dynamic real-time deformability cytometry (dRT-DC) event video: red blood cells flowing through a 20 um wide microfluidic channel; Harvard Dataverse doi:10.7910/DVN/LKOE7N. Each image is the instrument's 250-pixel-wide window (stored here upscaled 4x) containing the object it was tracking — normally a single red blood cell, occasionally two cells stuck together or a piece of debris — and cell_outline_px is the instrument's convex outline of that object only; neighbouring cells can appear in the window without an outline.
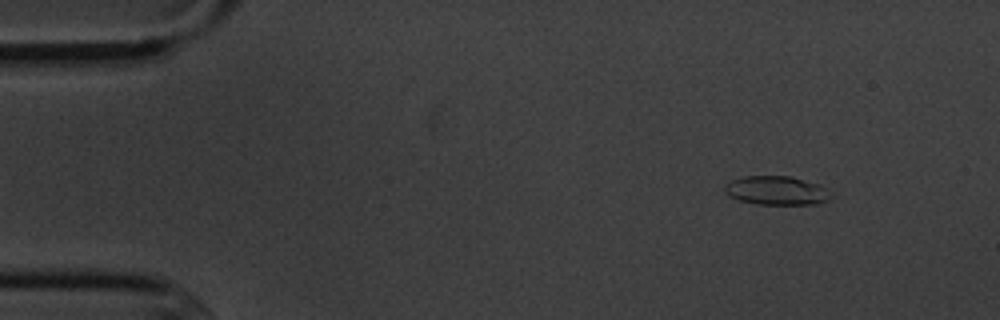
{"species": "common noctule bat (a hibernating species)", "species_latin": "Nyctalus noctula", "temperature_condition": "cold", "stored_images_in_passage": 3, "camera_frame_rate_fps": 3000, "um_per_image_px": 0.085, "animal": {"sex": "male", "body_mass_g": 20.1, "forearm_length_mm": 53.5}, "frame": {"image": 1, "passage_image": 1, "time_ms": 0.0, "image_size_px": [1000, 320], "cell_outline_px": [[832, 196], [828, 200], [816, 204], [756, 204], [740, 200], [724, 192], [724, 184], [740, 176], [792, 176], [820, 184], [832, 192]], "centroid_in_image_um": [66.03, 16.18], "position_along_channel_um": 19.0, "area_um2": 18.03}}